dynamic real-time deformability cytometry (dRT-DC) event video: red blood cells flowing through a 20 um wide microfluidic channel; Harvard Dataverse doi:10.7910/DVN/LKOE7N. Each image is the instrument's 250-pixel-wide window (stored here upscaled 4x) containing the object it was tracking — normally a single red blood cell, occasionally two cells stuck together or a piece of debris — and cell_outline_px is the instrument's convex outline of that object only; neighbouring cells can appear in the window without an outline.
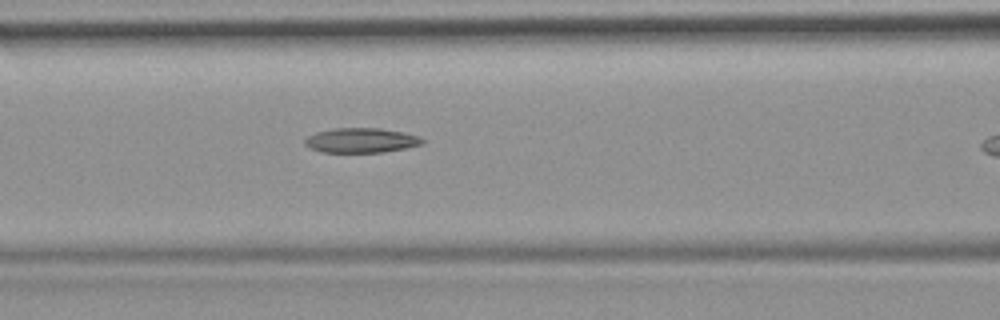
{"species": "common noctule bat (a hibernating species)", "species_latin": "Nyctalus noctula", "temperature_condition": "room temperature", "stored_images_in_passage": 4, "camera_frame_rate_fps": 3000, "um_per_image_px": 0.085, "animal": {"sex": "female", "body_mass_g": 19.9}, "frame": {"image": 1, "passage_image": 3, "time_ms": 4.0, "image_size_px": [1000, 320], "cell_outline_px": [[424, 144], [384, 152], [320, 152], [308, 148], [304, 144], [304, 140], [308, 136], [316, 132], [332, 128], [380, 128], [404, 132], [416, 136], [424, 140]], "centroid_in_image_um": [30.65, 11.93], "position_along_channel_um": 135.9, "area_um2": 16.99}}